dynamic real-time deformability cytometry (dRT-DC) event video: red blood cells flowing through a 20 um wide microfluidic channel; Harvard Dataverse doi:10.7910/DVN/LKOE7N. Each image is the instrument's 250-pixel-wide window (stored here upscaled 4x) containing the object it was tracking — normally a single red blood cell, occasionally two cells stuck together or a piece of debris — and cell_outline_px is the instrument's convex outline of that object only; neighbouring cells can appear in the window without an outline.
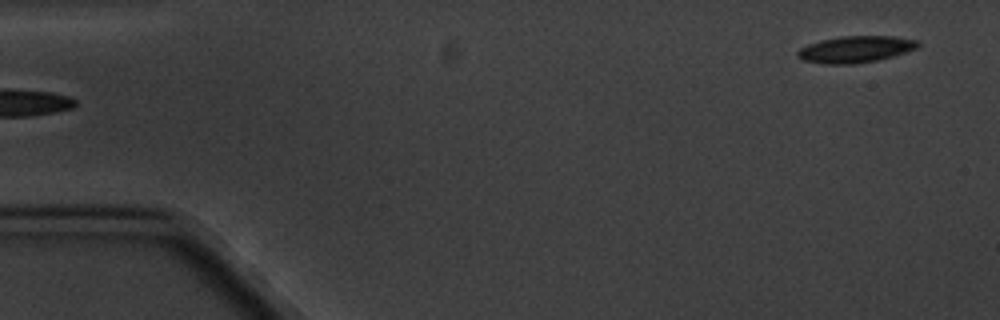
{"species": "common noctule bat (a hibernating species)", "species_latin": "Nyctalus noctula", "temperature_condition": "cold", "stored_images_in_passage": 5, "segment_of_instrument_passage": [2, 2], "camera_frame_rate_fps": 3000, "um_per_image_px": 0.085, "animal": {"sex": "male", "body_mass_g": 20.1, "forearm_length_mm": 53.5}, "frame": {"image": 1, "passage_image": 5, "time_ms": 6.333, "image_size_px": [1000, 320], "cell_outline_px": [[920, 44], [916, 48], [892, 56], [876, 60], [852, 64], [824, 64], [800, 60], [796, 56], [796, 52], [800, 48], [808, 44], [840, 36], [892, 36], [920, 40]], "centroid_in_image_um": [72.69, 4.19], "position_along_channel_um": 12.3, "area_um2": 18.61}}